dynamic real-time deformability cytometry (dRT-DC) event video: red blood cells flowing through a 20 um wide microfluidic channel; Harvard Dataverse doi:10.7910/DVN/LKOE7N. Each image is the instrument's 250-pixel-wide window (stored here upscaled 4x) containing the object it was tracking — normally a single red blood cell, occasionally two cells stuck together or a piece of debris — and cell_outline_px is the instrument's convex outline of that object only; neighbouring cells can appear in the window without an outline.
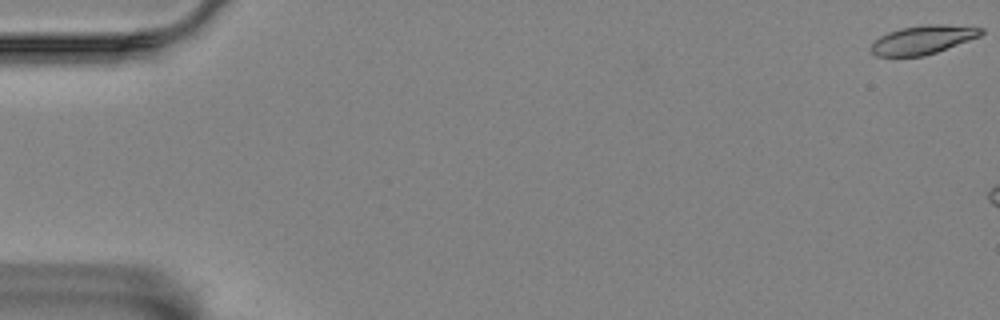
{"species": "Egyptian fruit bat (a non-hibernating species)", "species_latin": "Rousettus aegyptiacus", "temperature_condition": "room temperature", "stored_images_in_passage": 13, "camera_frame_rate_fps": 3000, "um_per_image_px": 0.085, "animal": {"sex": "female"}, "frame": {"image": 1, "passage_image": 1, "time_ms": 0.0, "image_size_px": [1000, 320], "cell_outline_px": [[984, 32], [980, 36], [936, 52], [924, 56], [876, 56], [868, 48], [880, 36], [888, 32], [900, 28], [928, 24], [972, 24], [984, 28]], "centroid_in_image_um": [78.51, 3.35], "position_along_channel_um": 6.5, "area_um2": 18.73}}